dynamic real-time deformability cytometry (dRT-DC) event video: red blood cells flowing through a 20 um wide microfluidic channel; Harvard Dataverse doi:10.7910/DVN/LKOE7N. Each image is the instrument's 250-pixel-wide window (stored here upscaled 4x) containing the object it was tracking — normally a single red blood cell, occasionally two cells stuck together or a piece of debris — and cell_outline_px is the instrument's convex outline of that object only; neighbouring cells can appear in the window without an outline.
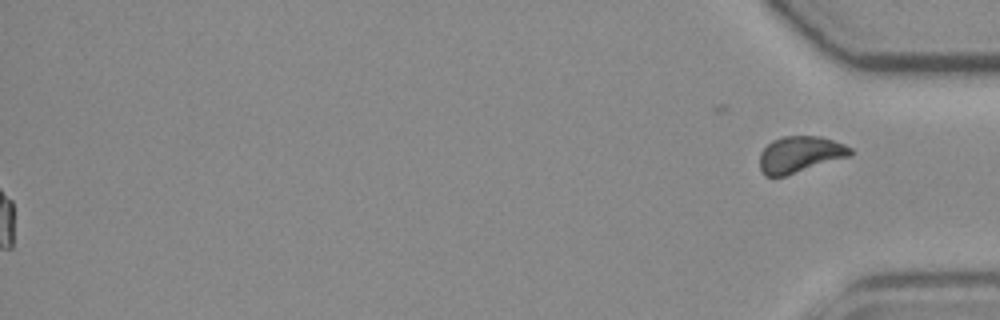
{"species": "common noctule bat (a hibernating species)", "species_latin": "Nyctalus noctula", "temperature_condition": "room temperature", "stored_images_in_passage": 54, "segment_of_instrument_passage": [2, 2], "camera_frame_rate_fps": 3000, "um_per_image_px": 0.085, "animal": {"sex": "female", "body_mass_g": 19.3, "forearm_length_mm": 54.1}, "frame": {"image": 1, "passage_image": 54, "time_ms": 17.667, "image_size_px": [1000, 320], "cell_outline_px": [[852, 156], [784, 176], [764, 176], [760, 168], [760, 152], [772, 140], [784, 136], [820, 136], [844, 144], [852, 148]], "centroid_in_image_um": [68.01, 13.12], "position_along_channel_um": 367.2, "area_um2": 19.25}}